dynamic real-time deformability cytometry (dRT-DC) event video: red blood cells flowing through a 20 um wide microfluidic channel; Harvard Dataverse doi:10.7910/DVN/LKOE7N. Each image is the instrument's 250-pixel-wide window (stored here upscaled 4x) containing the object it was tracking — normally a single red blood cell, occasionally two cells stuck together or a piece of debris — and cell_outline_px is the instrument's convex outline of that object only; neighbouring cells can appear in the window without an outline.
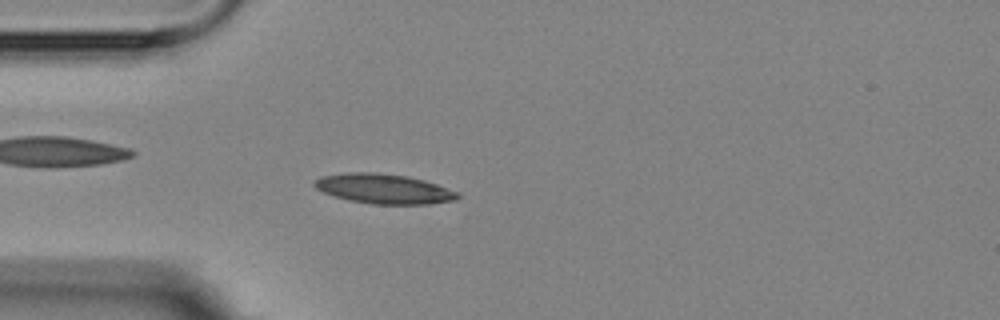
{"species": "Egyptian fruit bat (a non-hibernating species)", "species_latin": "Rousettus aegyptiacus", "temperature_condition": "room temperature", "stored_images_in_passage": 4, "camera_frame_rate_fps": 3000, "um_per_image_px": 0.085, "animal": {"sex": "female"}, "frame": {"image": 1, "passage_image": 4, "time_ms": 3.333, "image_size_px": [1000, 320], "cell_outline_px": [[460, 196], [456, 200], [428, 204], [372, 204], [348, 200], [324, 192], [316, 188], [312, 184], [320, 176], [348, 172], [372, 172], [408, 176], [424, 180], [460, 192]], "centroid_in_image_um": [32.65, 16.04], "position_along_channel_um": 52.4, "area_um2": 24.85}}